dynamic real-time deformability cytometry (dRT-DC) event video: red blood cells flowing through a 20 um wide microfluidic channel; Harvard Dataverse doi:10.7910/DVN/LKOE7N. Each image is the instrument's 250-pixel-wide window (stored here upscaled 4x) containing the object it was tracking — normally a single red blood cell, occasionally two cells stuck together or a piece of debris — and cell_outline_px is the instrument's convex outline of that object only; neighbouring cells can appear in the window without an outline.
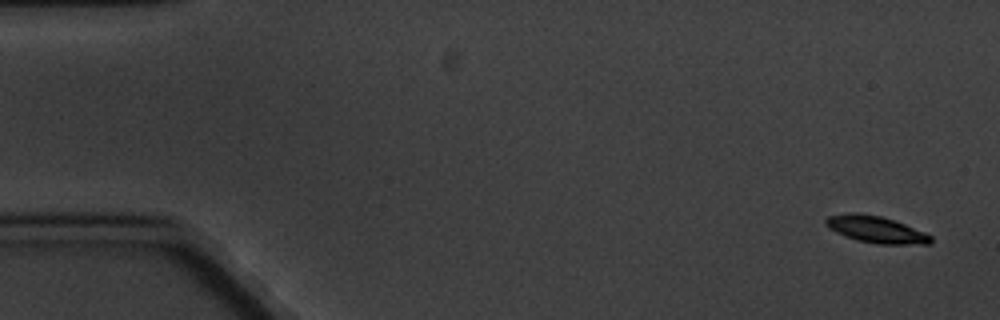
{"species": "common noctule bat (a hibernating species)", "species_latin": "Nyctalus noctula", "temperature_condition": "cold", "stored_images_in_passage": 4, "camera_frame_rate_fps": 3000, "um_per_image_px": 0.085, "animal": {"sex": "male", "body_mass_g": 20.1, "forearm_length_mm": 53.5}, "frame": {"image": 1, "passage_image": 1, "time_ms": 0.0, "image_size_px": [1000, 320], "cell_outline_px": [[932, 240], [928, 244], [876, 244], [856, 240], [844, 236], [828, 228], [824, 224], [824, 220], [828, 216], [848, 212], [856, 212], [880, 216], [904, 224], [924, 232], [932, 236]], "centroid_in_image_um": [74.4, 19.5], "position_along_channel_um": 10.6, "area_um2": 16.42}}